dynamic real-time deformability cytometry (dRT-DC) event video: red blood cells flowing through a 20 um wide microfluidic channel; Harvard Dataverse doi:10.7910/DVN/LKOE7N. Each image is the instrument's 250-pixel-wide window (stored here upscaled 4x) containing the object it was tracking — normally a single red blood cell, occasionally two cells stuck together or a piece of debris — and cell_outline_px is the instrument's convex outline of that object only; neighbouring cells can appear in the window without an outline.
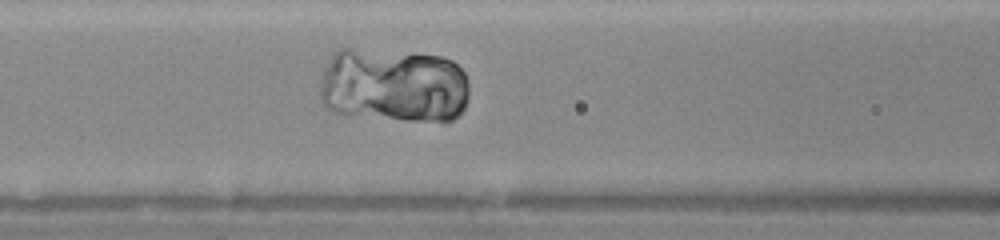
{"species": "human", "species_latin": "Homo sapiens", "temperature_condition": "warm", "stored_images_in_passage": 33, "camera_frame_rate_fps": 3000, "um_per_image_px": 0.085, "donor": {"sex": "female"}, "frame": {"image": 1, "passage_image": 7, "time_ms": 2.0, "image_size_px": [1000, 240], "cell_outline_px": [[468, 96], [464, 108], [452, 120], [404, 120], [336, 112], [324, 104], [320, 92], [320, 88], [324, 68], [332, 56], [340, 48], [348, 48], [440, 56], [452, 60], [464, 72], [468, 84]], "centroid_in_image_um": [33.48, 7.25], "position_along_channel_um": 133.1, "area_um2": 64.45}}
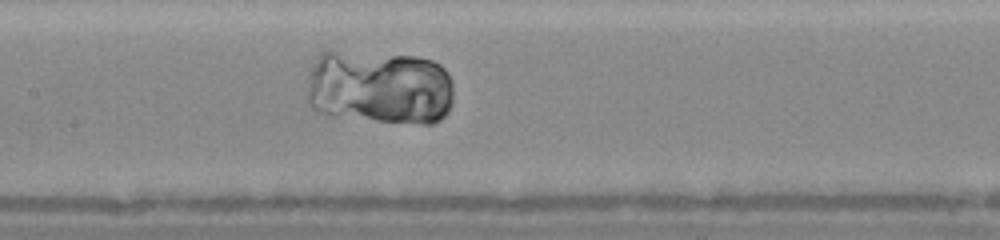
{"frame": {"image": 2, "passage_image": 10, "time_ms": 3.0, "image_size_px": [1000, 240], "cell_outline_px": [[452, 100], [448, 112], [440, 120], [432, 124], [424, 124], [328, 116], [312, 108], [308, 104], [308, 92], [312, 68], [320, 56], [328, 48], [412, 56], [432, 60], [440, 64], [448, 72], [452, 84]], "centroid_in_image_um": [32.28, 7.4], "position_along_channel_um": 175.1, "area_um2": 64.62}}
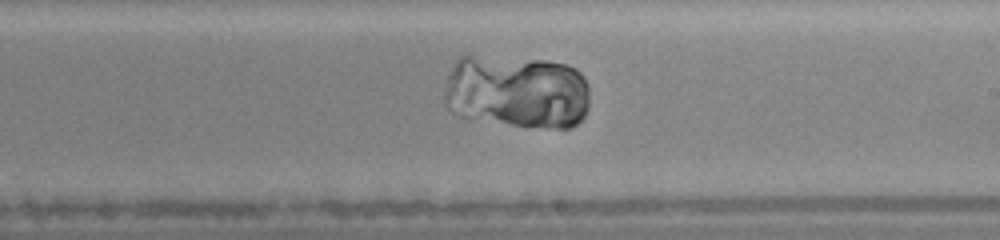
{"frame": {"image": 3, "passage_image": 15, "time_ms": 4.667, "image_size_px": [1000, 240], "cell_outline_px": [[588, 108], [584, 116], [576, 124], [568, 128], [556, 128], [512, 124], [460, 116], [452, 112], [444, 104], [444, 96], [448, 72], [456, 60], [460, 56], [468, 56], [544, 60], [564, 64], [576, 68], [584, 76], [588, 84]], "centroid_in_image_um": [43.94, 7.78], "position_along_channel_um": 245.1, "area_um2": 62.37}}